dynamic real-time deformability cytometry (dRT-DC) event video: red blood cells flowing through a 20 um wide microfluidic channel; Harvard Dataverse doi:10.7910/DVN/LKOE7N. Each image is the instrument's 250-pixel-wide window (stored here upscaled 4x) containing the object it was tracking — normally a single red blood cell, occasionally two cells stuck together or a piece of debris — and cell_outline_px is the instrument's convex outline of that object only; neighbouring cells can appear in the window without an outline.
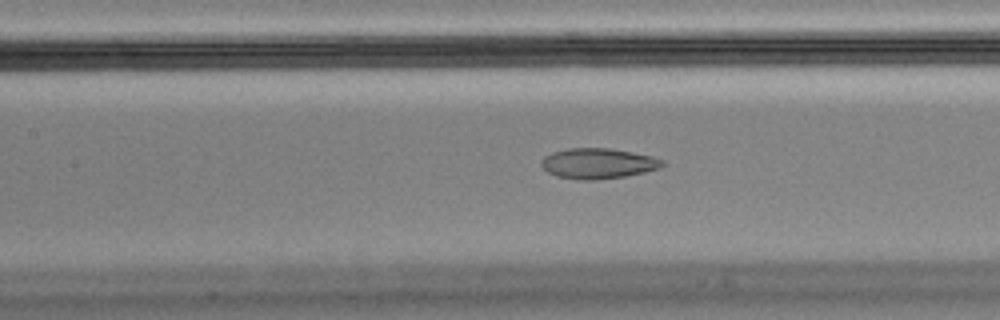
{"species": "Egyptian fruit bat (a non-hibernating species)", "species_latin": "Rousettus aegyptiacus", "temperature_condition": "cold", "stored_images_in_passage": 55, "camera_frame_rate_fps": 3000, "um_per_image_px": 0.085, "animal": {"sex": "male"}, "frame": {"image": 1, "passage_image": 24, "time_ms": 7.667, "image_size_px": [1000, 320], "cell_outline_px": [[664, 164], [660, 168], [644, 172], [624, 176], [596, 180], [580, 180], [556, 176], [548, 172], [540, 164], [540, 160], [544, 156], [552, 152], [568, 148], [608, 148], [632, 152], [652, 156], [664, 160]], "centroid_in_image_um": [50.81, 13.89], "position_along_channel_um": 156.6, "area_um2": 21.5}, "authors_computed_cell_mechanics": {"area_um2": 22.542, "velocity_mm_per_s": 3.5934, "shape_relaxation_time_tau1_ms": null, "shape_relaxation_time_tau2_ms": 1.5072, "deformation_change_tau1": null, "deformation_change_tau2": 0.069}}